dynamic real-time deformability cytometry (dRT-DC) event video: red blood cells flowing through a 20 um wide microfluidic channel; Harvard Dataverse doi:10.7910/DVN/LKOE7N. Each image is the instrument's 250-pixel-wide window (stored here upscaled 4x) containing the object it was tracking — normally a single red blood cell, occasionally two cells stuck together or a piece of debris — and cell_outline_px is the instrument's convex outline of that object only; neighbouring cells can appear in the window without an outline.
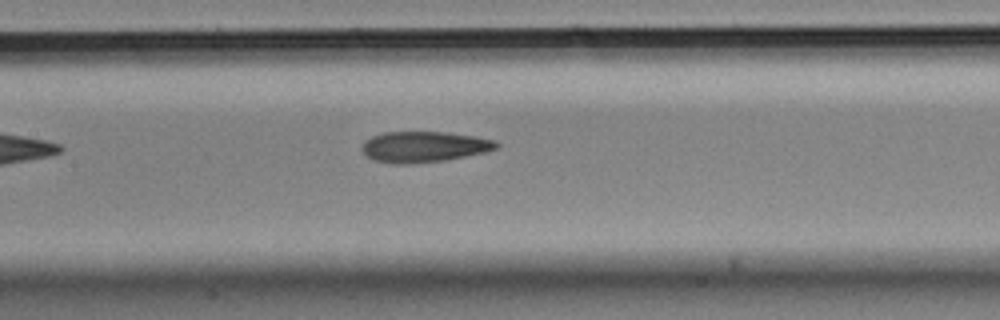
{"species": "Egyptian fruit bat (a non-hibernating species)", "species_latin": "Rousettus aegyptiacus", "temperature_condition": "cold", "stored_images_in_passage": 8, "camera_frame_rate_fps": 3000, "um_per_image_px": 0.085, "animal": {"sex": "male"}, "frame": {"image": 1, "passage_image": 7, "time_ms": 2.0, "image_size_px": [1000, 320], "cell_outline_px": [[500, 144], [496, 148], [484, 152], [448, 160], [412, 164], [388, 164], [372, 160], [364, 156], [360, 148], [364, 140], [372, 136], [384, 132], [448, 132], [476, 136], [496, 140]], "centroid_in_image_um": [35.98, 12.49], "position_along_channel_um": 171.4, "area_um2": 24.68}}